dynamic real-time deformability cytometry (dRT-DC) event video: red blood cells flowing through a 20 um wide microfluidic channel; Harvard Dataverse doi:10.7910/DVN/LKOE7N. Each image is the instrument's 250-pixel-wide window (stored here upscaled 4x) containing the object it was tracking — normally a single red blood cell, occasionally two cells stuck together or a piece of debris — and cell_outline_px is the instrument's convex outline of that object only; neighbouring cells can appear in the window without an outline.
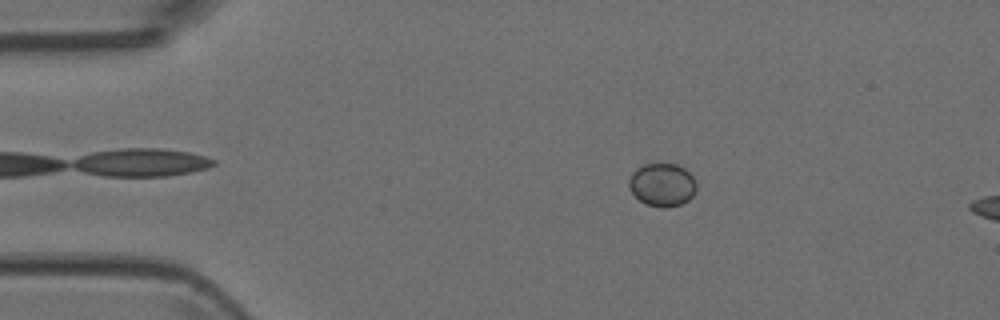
{"species": "Egyptian fruit bat (a non-hibernating species)", "species_latin": "Rousettus aegyptiacus", "temperature_condition": "room temperature", "stored_images_in_passage": 8, "camera_frame_rate_fps": 3000, "um_per_image_px": 0.085, "animal": {"sex": "female"}, "frame": {"image": 1, "passage_image": 2, "time_ms": 0.333, "image_size_px": [1000, 320], "cell_outline_px": [[696, 192], [688, 200], [680, 204], [668, 208], [660, 208], [648, 204], [640, 200], [628, 188], [628, 180], [632, 172], [636, 168], [644, 164], [676, 164], [684, 168], [692, 176], [696, 184]], "centroid_in_image_um": [56.28, 15.71], "position_along_channel_um": 28.7, "area_um2": 16.99}}